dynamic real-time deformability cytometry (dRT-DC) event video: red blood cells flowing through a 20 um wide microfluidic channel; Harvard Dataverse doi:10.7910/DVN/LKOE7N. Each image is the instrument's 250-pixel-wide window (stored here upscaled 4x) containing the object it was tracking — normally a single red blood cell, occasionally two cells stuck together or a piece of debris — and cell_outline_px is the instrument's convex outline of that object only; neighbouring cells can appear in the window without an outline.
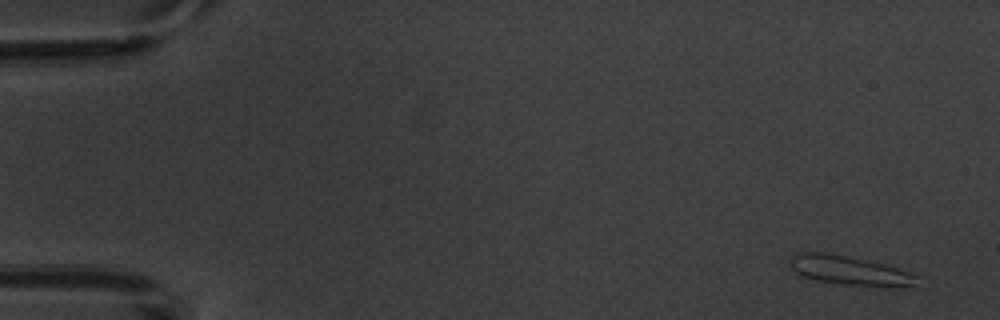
{"species": "common noctule bat (a hibernating species)", "species_latin": "Nyctalus noctula", "temperature_condition": "warm", "stored_images_in_passage": 5, "camera_frame_rate_fps": 3000, "um_per_image_px": 0.085, "animal": {"sex": "male", "body_mass_g": 20.1, "forearm_length_mm": 53.5}, "frame": {"image": 1, "passage_image": 1, "time_ms": 0.0, "image_size_px": [1000, 320], "cell_outline_px": [[920, 276], [916, 288], [884, 288], [848, 284], [816, 280], [804, 276], [796, 272], [792, 268], [788, 260], [792, 256], [804, 252], [824, 252], [864, 260], [896, 268]], "centroid_in_image_um": [72.33, 23.04], "position_along_channel_um": 12.7, "area_um2": 21.62}}